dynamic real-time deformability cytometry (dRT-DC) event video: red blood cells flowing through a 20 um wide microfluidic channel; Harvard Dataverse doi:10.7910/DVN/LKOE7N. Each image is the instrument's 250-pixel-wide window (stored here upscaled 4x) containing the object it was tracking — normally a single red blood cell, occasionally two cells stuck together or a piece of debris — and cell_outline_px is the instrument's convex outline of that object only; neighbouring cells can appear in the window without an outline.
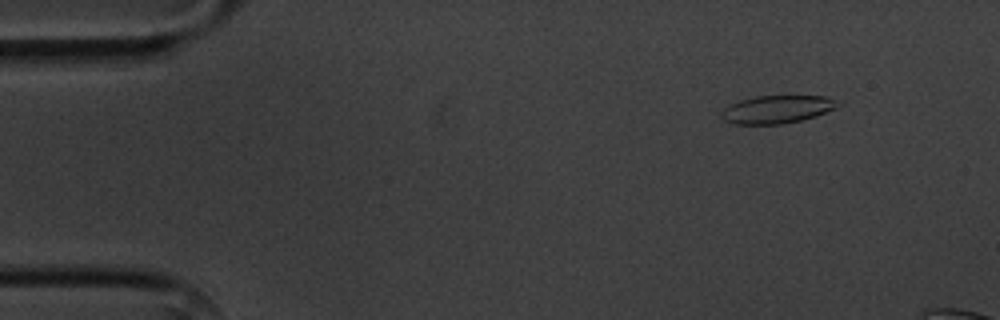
{"species": "common noctule bat (a hibernating species)", "species_latin": "Nyctalus noctula", "temperature_condition": "cold", "stored_images_in_passage": 4, "camera_frame_rate_fps": 3000, "um_per_image_px": 0.085, "animal": {"sex": "male", "body_mass_g": 20.1, "forearm_length_mm": 53.5}, "frame": {"image": 1, "passage_image": 2, "time_ms": 1.0, "image_size_px": [1000, 320], "cell_outline_px": [[840, 104], [836, 108], [816, 116], [784, 124], [736, 124], [724, 120], [720, 116], [720, 112], [724, 108], [740, 100], [756, 96], [824, 96]], "centroid_in_image_um": [66.01, 9.3], "position_along_channel_um": 19.0, "area_um2": 18.73}}